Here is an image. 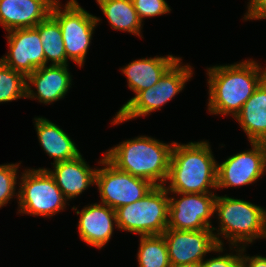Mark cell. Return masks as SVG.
Returning <instances> with one entry per match:
<instances>
[{"instance_id":"6da1fadb","label":"cell","mask_w":266,"mask_h":267,"mask_svg":"<svg viewBox=\"0 0 266 267\" xmlns=\"http://www.w3.org/2000/svg\"><path fill=\"white\" fill-rule=\"evenodd\" d=\"M208 110L210 114L231 115L241 111L247 99L266 78V68L248 59L240 63L209 67Z\"/></svg>"},{"instance_id":"7a4b0ae2","label":"cell","mask_w":266,"mask_h":267,"mask_svg":"<svg viewBox=\"0 0 266 267\" xmlns=\"http://www.w3.org/2000/svg\"><path fill=\"white\" fill-rule=\"evenodd\" d=\"M217 161L207 141L174 143L167 181L168 192L214 193L217 189Z\"/></svg>"},{"instance_id":"3957f363","label":"cell","mask_w":266,"mask_h":267,"mask_svg":"<svg viewBox=\"0 0 266 267\" xmlns=\"http://www.w3.org/2000/svg\"><path fill=\"white\" fill-rule=\"evenodd\" d=\"M153 137L138 136L108 149L104 157L117 169L143 178L154 186L167 184L172 148Z\"/></svg>"},{"instance_id":"277c9868","label":"cell","mask_w":266,"mask_h":267,"mask_svg":"<svg viewBox=\"0 0 266 267\" xmlns=\"http://www.w3.org/2000/svg\"><path fill=\"white\" fill-rule=\"evenodd\" d=\"M214 213H217L220 222L218 233L214 232L218 245L224 244L220 239L223 236L231 246H246L255 239H266V209L261 206L243 199L217 195Z\"/></svg>"},{"instance_id":"5b68a950","label":"cell","mask_w":266,"mask_h":267,"mask_svg":"<svg viewBox=\"0 0 266 267\" xmlns=\"http://www.w3.org/2000/svg\"><path fill=\"white\" fill-rule=\"evenodd\" d=\"M154 186L142 199L116 209L117 228L140 236L162 235L168 226L169 196Z\"/></svg>"},{"instance_id":"8992f818","label":"cell","mask_w":266,"mask_h":267,"mask_svg":"<svg viewBox=\"0 0 266 267\" xmlns=\"http://www.w3.org/2000/svg\"><path fill=\"white\" fill-rule=\"evenodd\" d=\"M179 58L154 84L148 89L140 91L127 101L113 117V124H120L140 116H147L172 100L176 94L184 89L185 83L193 75L190 64L181 65Z\"/></svg>"},{"instance_id":"52a82bcc","label":"cell","mask_w":266,"mask_h":267,"mask_svg":"<svg viewBox=\"0 0 266 267\" xmlns=\"http://www.w3.org/2000/svg\"><path fill=\"white\" fill-rule=\"evenodd\" d=\"M18 189V212L52 217L67 205V199L46 169H25Z\"/></svg>"},{"instance_id":"ba28073f","label":"cell","mask_w":266,"mask_h":267,"mask_svg":"<svg viewBox=\"0 0 266 267\" xmlns=\"http://www.w3.org/2000/svg\"><path fill=\"white\" fill-rule=\"evenodd\" d=\"M57 0L50 15L59 23L67 59L73 60L79 67L84 65L92 34L100 18L84 10L76 0H69L60 7Z\"/></svg>"},{"instance_id":"9c48e42d","label":"cell","mask_w":266,"mask_h":267,"mask_svg":"<svg viewBox=\"0 0 266 267\" xmlns=\"http://www.w3.org/2000/svg\"><path fill=\"white\" fill-rule=\"evenodd\" d=\"M97 168L95 185H97L101 202L114 210L142 199L154 185L143 178L135 177L112 165L104 156Z\"/></svg>"},{"instance_id":"30bf717a","label":"cell","mask_w":266,"mask_h":267,"mask_svg":"<svg viewBox=\"0 0 266 267\" xmlns=\"http://www.w3.org/2000/svg\"><path fill=\"white\" fill-rule=\"evenodd\" d=\"M180 199L169 197V214L167 229L179 231H193L202 229L217 230L212 227L211 216L214 214V193H178Z\"/></svg>"},{"instance_id":"8fae6325","label":"cell","mask_w":266,"mask_h":267,"mask_svg":"<svg viewBox=\"0 0 266 267\" xmlns=\"http://www.w3.org/2000/svg\"><path fill=\"white\" fill-rule=\"evenodd\" d=\"M250 150L239 152L217 164V189L255 183L266 172V150L262 142H251Z\"/></svg>"},{"instance_id":"7c38bea8","label":"cell","mask_w":266,"mask_h":267,"mask_svg":"<svg viewBox=\"0 0 266 267\" xmlns=\"http://www.w3.org/2000/svg\"><path fill=\"white\" fill-rule=\"evenodd\" d=\"M168 248L171 266L187 263H201L210 252H223L212 229L179 231L167 229L163 234Z\"/></svg>"},{"instance_id":"4fadbf2b","label":"cell","mask_w":266,"mask_h":267,"mask_svg":"<svg viewBox=\"0 0 266 267\" xmlns=\"http://www.w3.org/2000/svg\"><path fill=\"white\" fill-rule=\"evenodd\" d=\"M9 52L0 60L26 77L36 69L45 66V56L39 30L20 28L8 31L6 36Z\"/></svg>"},{"instance_id":"5bb4252c","label":"cell","mask_w":266,"mask_h":267,"mask_svg":"<svg viewBox=\"0 0 266 267\" xmlns=\"http://www.w3.org/2000/svg\"><path fill=\"white\" fill-rule=\"evenodd\" d=\"M68 65H45L26 77V98L37 99L44 104L56 102L65 97L72 85ZM37 89L32 90V86Z\"/></svg>"},{"instance_id":"9a60e30c","label":"cell","mask_w":266,"mask_h":267,"mask_svg":"<svg viewBox=\"0 0 266 267\" xmlns=\"http://www.w3.org/2000/svg\"><path fill=\"white\" fill-rule=\"evenodd\" d=\"M72 209L80 214L78 232L81 240L97 249L104 247L117 227L116 210L103 203L90 204L81 211L75 206Z\"/></svg>"},{"instance_id":"2e32d148","label":"cell","mask_w":266,"mask_h":267,"mask_svg":"<svg viewBox=\"0 0 266 267\" xmlns=\"http://www.w3.org/2000/svg\"><path fill=\"white\" fill-rule=\"evenodd\" d=\"M57 0H0V25L5 31L33 28L51 13Z\"/></svg>"},{"instance_id":"e0dca14e","label":"cell","mask_w":266,"mask_h":267,"mask_svg":"<svg viewBox=\"0 0 266 267\" xmlns=\"http://www.w3.org/2000/svg\"><path fill=\"white\" fill-rule=\"evenodd\" d=\"M54 171L46 169L67 200L76 198L90 185H95L97 168H91L80 154L76 158L53 164Z\"/></svg>"},{"instance_id":"ac0fdd59","label":"cell","mask_w":266,"mask_h":267,"mask_svg":"<svg viewBox=\"0 0 266 267\" xmlns=\"http://www.w3.org/2000/svg\"><path fill=\"white\" fill-rule=\"evenodd\" d=\"M180 57L167 55L155 56L133 60L127 66L121 68L122 73L127 78L128 87L135 93V96L142 90L148 89L157 84L161 76Z\"/></svg>"},{"instance_id":"d6986e66","label":"cell","mask_w":266,"mask_h":267,"mask_svg":"<svg viewBox=\"0 0 266 267\" xmlns=\"http://www.w3.org/2000/svg\"><path fill=\"white\" fill-rule=\"evenodd\" d=\"M251 142H263L266 138V78L247 99L241 111L234 117Z\"/></svg>"},{"instance_id":"ffe728a7","label":"cell","mask_w":266,"mask_h":267,"mask_svg":"<svg viewBox=\"0 0 266 267\" xmlns=\"http://www.w3.org/2000/svg\"><path fill=\"white\" fill-rule=\"evenodd\" d=\"M35 127L39 143L55 164L76 158L81 153L75 143L59 126L46 118L36 117Z\"/></svg>"},{"instance_id":"44dd1931","label":"cell","mask_w":266,"mask_h":267,"mask_svg":"<svg viewBox=\"0 0 266 267\" xmlns=\"http://www.w3.org/2000/svg\"><path fill=\"white\" fill-rule=\"evenodd\" d=\"M96 2L113 29L142 36L140 34L143 24L132 0H96Z\"/></svg>"},{"instance_id":"7402d4cb","label":"cell","mask_w":266,"mask_h":267,"mask_svg":"<svg viewBox=\"0 0 266 267\" xmlns=\"http://www.w3.org/2000/svg\"><path fill=\"white\" fill-rule=\"evenodd\" d=\"M45 56V65L51 61V65H68L62 31L59 23L49 15L45 20L36 25Z\"/></svg>"},{"instance_id":"603a6c76","label":"cell","mask_w":266,"mask_h":267,"mask_svg":"<svg viewBox=\"0 0 266 267\" xmlns=\"http://www.w3.org/2000/svg\"><path fill=\"white\" fill-rule=\"evenodd\" d=\"M138 267H171L163 235L140 236Z\"/></svg>"},{"instance_id":"cb8c5ba5","label":"cell","mask_w":266,"mask_h":267,"mask_svg":"<svg viewBox=\"0 0 266 267\" xmlns=\"http://www.w3.org/2000/svg\"><path fill=\"white\" fill-rule=\"evenodd\" d=\"M26 76L0 60V103L26 98Z\"/></svg>"},{"instance_id":"d4e9b609","label":"cell","mask_w":266,"mask_h":267,"mask_svg":"<svg viewBox=\"0 0 266 267\" xmlns=\"http://www.w3.org/2000/svg\"><path fill=\"white\" fill-rule=\"evenodd\" d=\"M19 165L20 163L0 165V208L6 206L15 194L18 197V192H15Z\"/></svg>"},{"instance_id":"484cf974","label":"cell","mask_w":266,"mask_h":267,"mask_svg":"<svg viewBox=\"0 0 266 267\" xmlns=\"http://www.w3.org/2000/svg\"><path fill=\"white\" fill-rule=\"evenodd\" d=\"M141 22L145 17L167 14L171 11L165 0H132Z\"/></svg>"},{"instance_id":"4316f807","label":"cell","mask_w":266,"mask_h":267,"mask_svg":"<svg viewBox=\"0 0 266 267\" xmlns=\"http://www.w3.org/2000/svg\"><path fill=\"white\" fill-rule=\"evenodd\" d=\"M232 247H234V249L236 247L235 251L238 252L236 255L229 253L220 256L219 254L218 257L216 256L211 259L203 260L201 262V267H241V246H230L231 250Z\"/></svg>"},{"instance_id":"83f0119b","label":"cell","mask_w":266,"mask_h":267,"mask_svg":"<svg viewBox=\"0 0 266 267\" xmlns=\"http://www.w3.org/2000/svg\"><path fill=\"white\" fill-rule=\"evenodd\" d=\"M247 6L245 20L266 19V0H250Z\"/></svg>"},{"instance_id":"f1b7e54d","label":"cell","mask_w":266,"mask_h":267,"mask_svg":"<svg viewBox=\"0 0 266 267\" xmlns=\"http://www.w3.org/2000/svg\"><path fill=\"white\" fill-rule=\"evenodd\" d=\"M245 248L246 246H241V267H266V257L244 255Z\"/></svg>"},{"instance_id":"f546056e","label":"cell","mask_w":266,"mask_h":267,"mask_svg":"<svg viewBox=\"0 0 266 267\" xmlns=\"http://www.w3.org/2000/svg\"><path fill=\"white\" fill-rule=\"evenodd\" d=\"M171 267H201V263H187V264L175 265Z\"/></svg>"},{"instance_id":"4dcf8cb0","label":"cell","mask_w":266,"mask_h":267,"mask_svg":"<svg viewBox=\"0 0 266 267\" xmlns=\"http://www.w3.org/2000/svg\"><path fill=\"white\" fill-rule=\"evenodd\" d=\"M262 143H263L264 148H265V150H266V138H265V140H264Z\"/></svg>"}]
</instances>
